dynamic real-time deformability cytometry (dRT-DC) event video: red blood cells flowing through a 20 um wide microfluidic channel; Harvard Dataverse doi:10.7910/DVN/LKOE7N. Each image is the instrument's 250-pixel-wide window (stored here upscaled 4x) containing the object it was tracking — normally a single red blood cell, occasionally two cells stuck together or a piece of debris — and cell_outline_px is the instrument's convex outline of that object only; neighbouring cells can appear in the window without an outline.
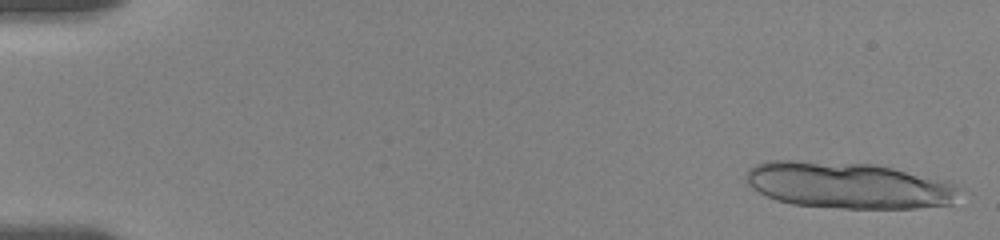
{"species": "human", "species_latin": "Homo sapiens", "temperature_condition": "room temperature", "stored_images_in_passage": 17, "camera_frame_rate_fps": 3000, "um_per_image_px": 0.085, "donor": {"sex": "female"}, "frame": {"image": 1, "passage_image": 1, "time_ms": 0.0, "image_size_px": [1000, 240], "cell_outline_px": [[964, 188], [952, 204], [916, 208], [840, 208], [792, 204], [776, 200], [752, 188], [748, 184], [748, 168], [764, 160], [796, 160], [876, 164], [948, 180]], "centroid_in_image_um": [72.18, 15.74], "position_along_channel_um": 12.8, "area_um2": 58.26}}